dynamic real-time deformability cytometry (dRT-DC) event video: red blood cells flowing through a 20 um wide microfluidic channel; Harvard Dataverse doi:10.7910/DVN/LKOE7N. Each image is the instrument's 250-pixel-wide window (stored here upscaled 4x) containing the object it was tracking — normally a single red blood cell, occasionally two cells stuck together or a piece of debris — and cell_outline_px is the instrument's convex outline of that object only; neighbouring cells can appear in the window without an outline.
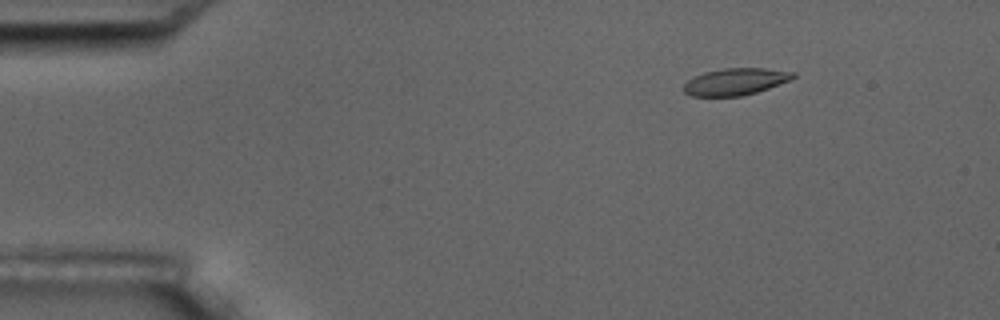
{"species": "common noctule bat (a hibernating species)", "species_latin": "Nyctalus noctula", "temperature_condition": "room temperature", "stored_images_in_passage": 6, "camera_frame_rate_fps": 3000, "um_per_image_px": 0.085, "animal": {"sex": "male", "body_mass_g": 17.5, "forearm_length_mm": 52.3}, "frame": {"image": 1, "passage_image": 3, "time_ms": 2.333, "image_size_px": [1000, 320], "cell_outline_px": [[796, 76], [788, 80], [768, 88], [756, 92], [740, 96], [692, 96], [684, 92], [684, 84], [688, 80], [704, 72], [724, 68], [764, 68], [796, 72]], "centroid_in_image_um": [62.5, 6.93], "position_along_channel_um": 22.5, "area_um2": 16.94}}